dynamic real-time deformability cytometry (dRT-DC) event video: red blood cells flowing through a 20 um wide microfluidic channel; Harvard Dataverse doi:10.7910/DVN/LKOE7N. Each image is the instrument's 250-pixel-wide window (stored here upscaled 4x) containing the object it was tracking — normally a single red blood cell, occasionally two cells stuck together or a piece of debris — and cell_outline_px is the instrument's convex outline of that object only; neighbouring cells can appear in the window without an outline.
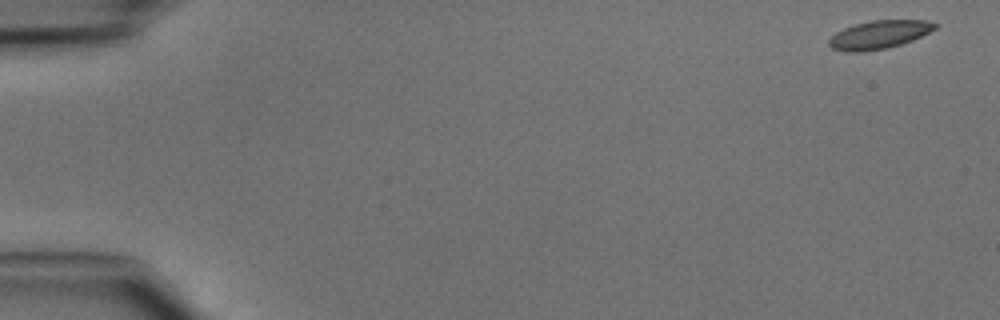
{"species": "common noctule bat (a hibernating species)", "species_latin": "Nyctalus noctula", "temperature_condition": "cold", "stored_images_in_passage": 47, "camera_frame_rate_fps": 3000, "um_per_image_px": 0.085, "animal": {"sex": "male", "body_mass_g": 15.6}, "frame": {"image": 1, "passage_image": 1, "time_ms": 0.0, "image_size_px": [1000, 320], "cell_outline_px": [[940, 24], [936, 28], [912, 40], [888, 48], [860, 52], [844, 52], [832, 48], [828, 44], [828, 40], [836, 32], [844, 28], [856, 24], [872, 20], [924, 20]], "centroid_in_image_um": [74.7, 2.95], "position_along_channel_um": 10.3, "area_um2": 17.4}}
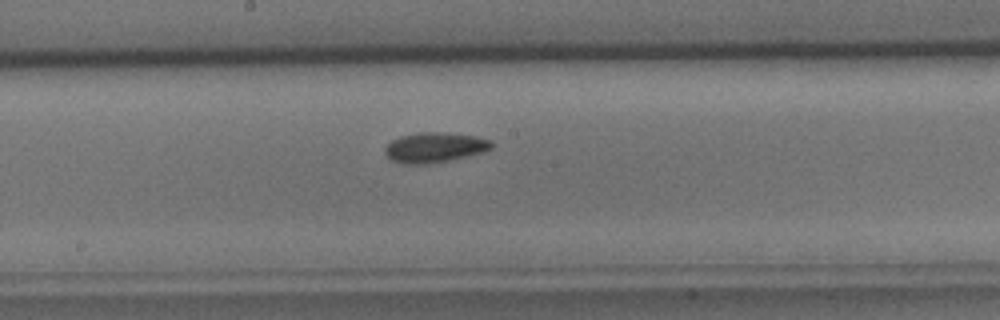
{"frame": {"image": 2, "passage_image": 25, "time_ms": 8.0, "image_size_px": [1000, 320], "cell_outline_px": [[492, 148], [484, 152], [448, 160], [424, 164], [404, 164], [392, 160], [384, 152], [384, 148], [392, 140], [400, 136], [420, 132], [440, 132], [472, 136], [492, 140]], "centroid_in_image_um": [36.92, 12.53], "position_along_channel_um": 211.3, "area_um2": 18.44}}
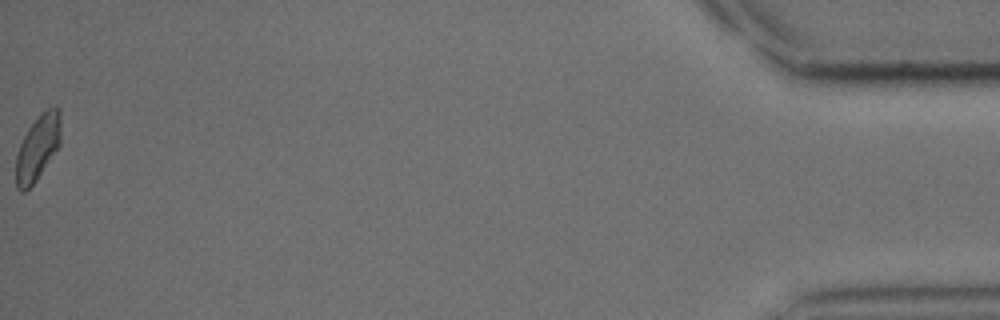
{"frame": {"image": 3, "passage_image": 47, "time_ms": 15.333, "image_size_px": [1000, 320], "cell_outline_px": [[60, 144], [36, 180], [24, 192], [20, 192], [16, 188], [16, 152], [28, 128], [40, 112], [44, 108], [56, 104], [60, 108]], "centroid_in_image_um": [3.21, 12.48], "position_along_channel_um": 432.0, "area_um2": 17.28}}